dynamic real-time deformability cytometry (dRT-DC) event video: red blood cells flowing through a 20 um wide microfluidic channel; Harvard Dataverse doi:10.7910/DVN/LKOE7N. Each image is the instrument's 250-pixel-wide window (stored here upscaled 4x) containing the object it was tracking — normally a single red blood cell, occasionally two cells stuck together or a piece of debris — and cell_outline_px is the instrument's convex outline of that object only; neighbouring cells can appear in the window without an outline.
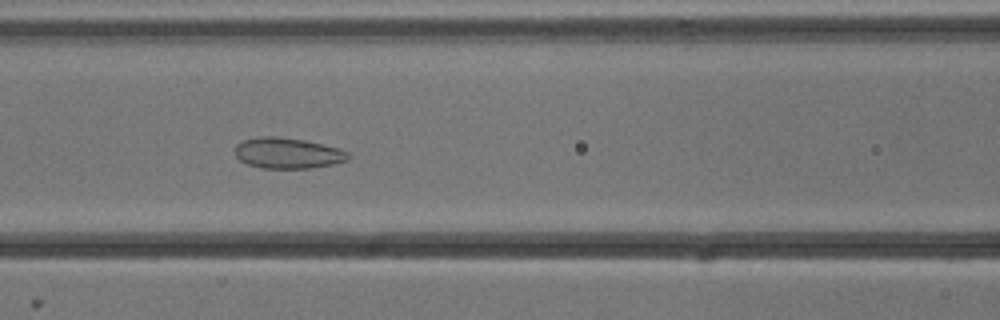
{"species": "common noctule bat (a hibernating species)", "species_latin": "Nyctalus noctula", "temperature_condition": "cold", "stored_images_in_passage": 53, "camera_frame_rate_fps": 3000, "um_per_image_px": 0.085, "animal": {"sex": "male", "body_mass_g": 13.3}, "frame": {"image": 1, "passage_image": 22, "time_ms": 7.0, "image_size_px": [1000, 320], "cell_outline_px": [[352, 156], [348, 160], [332, 164], [312, 168], [260, 168], [248, 164], [240, 160], [236, 156], [236, 144], [240, 140], [256, 136], [276, 136], [304, 140], [340, 148], [348, 152]], "centroid_in_image_um": [24.45, 13.0], "position_along_channel_um": 142.2, "area_um2": 20.52}}
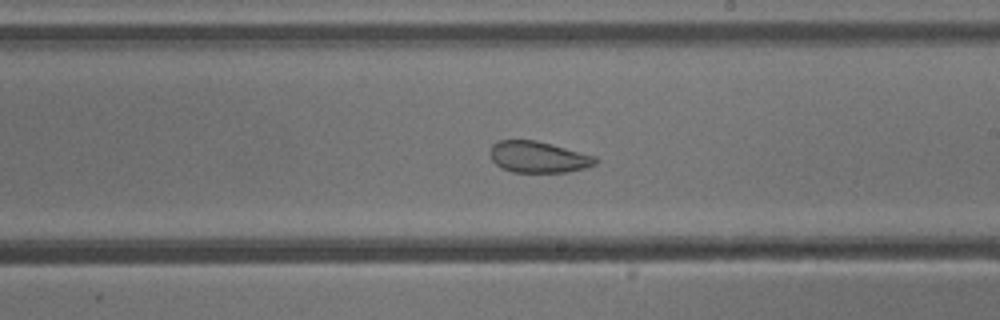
{"frame": {"image": 2, "passage_image": 30, "time_ms": 9.667, "image_size_px": [1000, 320], "cell_outline_px": [[600, 160], [596, 164], [584, 168], [568, 172], [512, 172], [500, 168], [492, 160], [488, 152], [492, 144], [500, 140], [536, 140], [552, 144], [596, 156]], "centroid_in_image_um": [45.75, 13.35], "position_along_channel_um": 243.3, "area_um2": 19.48}}
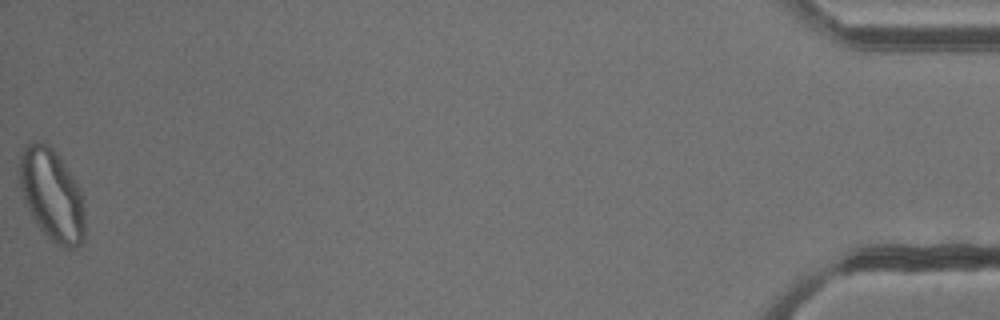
{"frame": {"image": 3, "passage_image": 53, "time_ms": 17.333, "image_size_px": [1000, 320], "cell_outline_px": [[84, 240], [76, 248], [60, 248], [36, 224], [24, 200], [20, 188], [20, 152], [24, 144], [32, 140], [36, 140], [48, 144], [60, 156], [76, 180], [80, 192], [84, 212]], "centroid_in_image_um": [4.4, 16.53], "position_along_channel_um": 430.8, "area_um2": 35.2}, "authors_computed_cell_mechanics": {"area_um2": 27.2238, "velocity_mm_per_s": 3.8013, "shape_relaxation_time_tau1_ms": null, "shape_relaxation_time_tau2_ms": 1.5584, "deformation_change_tau1": null, "deformation_change_tau2": 0.0671}}